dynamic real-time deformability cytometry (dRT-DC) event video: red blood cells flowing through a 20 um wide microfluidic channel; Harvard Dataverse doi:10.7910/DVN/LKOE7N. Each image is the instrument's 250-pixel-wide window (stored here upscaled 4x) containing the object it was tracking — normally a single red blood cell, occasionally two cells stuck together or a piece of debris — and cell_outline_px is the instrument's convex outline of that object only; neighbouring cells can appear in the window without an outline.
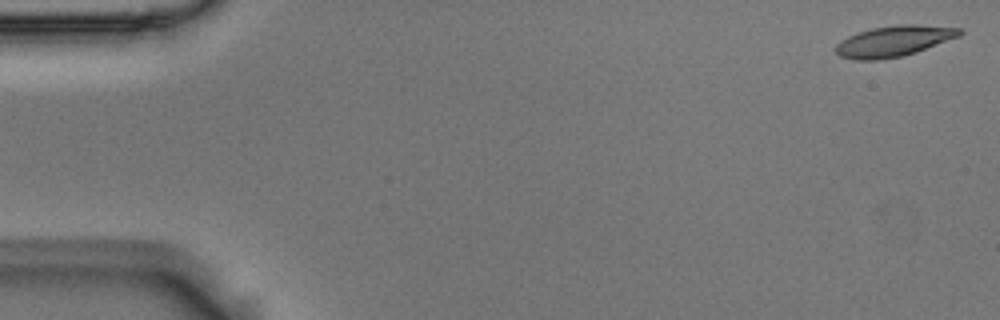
{"species": "Egyptian fruit bat (a non-hibernating species)", "species_latin": "Rousettus aegyptiacus", "temperature_condition": "room temperature", "stored_images_in_passage": 54, "camera_frame_rate_fps": 3000, "um_per_image_px": 0.085, "animal": {"sex": "male"}, "frame": {"image": 1, "passage_image": 1, "time_ms": 0.0, "image_size_px": [1000, 320], "cell_outline_px": [[964, 32], [960, 36], [916, 52], [904, 56], [880, 60], [852, 60], [840, 56], [836, 52], [836, 44], [840, 40], [856, 32], [872, 28], [896, 24], [916, 24], [960, 28]], "centroid_in_image_um": [75.96, 3.49], "position_along_channel_um": 9.0, "area_um2": 22.48}}
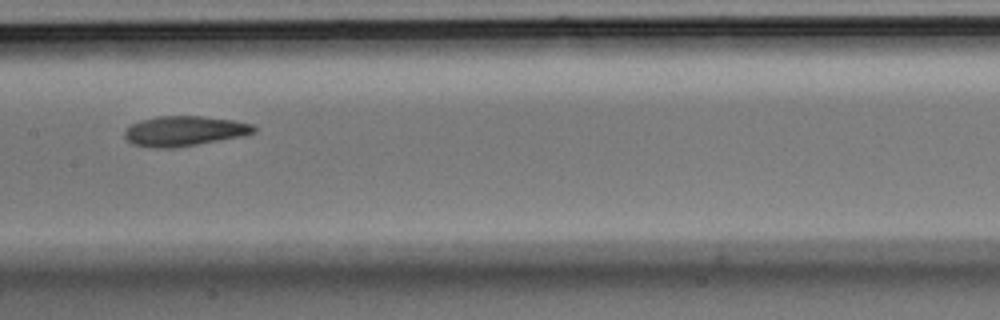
{"frame": {"image": 2, "passage_image": 27, "time_ms": 8.667, "image_size_px": [1000, 320], "cell_outline_px": [[256, 132], [244, 136], [176, 148], [156, 148], [132, 144], [124, 136], [124, 132], [132, 124], [140, 120], [156, 116], [200, 116], [232, 120], [252, 124], [256, 128]], "centroid_in_image_um": [15.68, 11.14], "position_along_channel_um": 191.7, "area_um2": 22.66}}
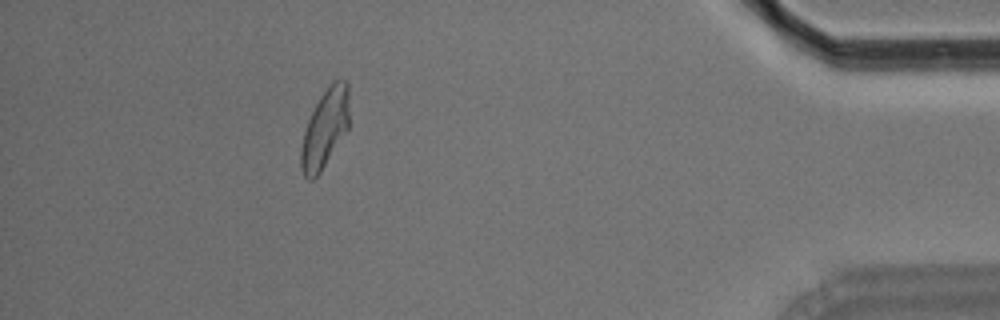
{"frame": {"image": 3, "passage_image": 49, "time_ms": 16.0, "image_size_px": [1000, 320], "cell_outline_px": [[348, 128], [320, 172], [312, 180], [308, 180], [304, 176], [300, 168], [300, 148], [304, 132], [308, 120], [320, 96], [332, 80], [348, 80]], "centroid_in_image_um": [27.6, 10.92], "position_along_channel_um": 407.6, "area_um2": 21.91}, "authors_computed_cell_mechanics": {"area_um2": 22.3397, "velocity_mm_per_s": 3.6551, "shape_relaxation_time_tau1_ms": 4.9687, "shape_relaxation_time_tau2_ms": 3.635, "deformation_change_tau1": 0.1782, "deformation_change_tau2": 0.1153}}